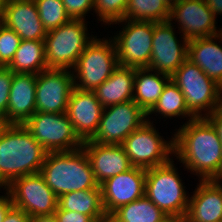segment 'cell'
<instances>
[{
	"label": "cell",
	"instance_id": "obj_15",
	"mask_svg": "<svg viewBox=\"0 0 222 222\" xmlns=\"http://www.w3.org/2000/svg\"><path fill=\"white\" fill-rule=\"evenodd\" d=\"M178 24L179 35L188 40L217 35V18L204 0H178L170 9L169 21Z\"/></svg>",
	"mask_w": 222,
	"mask_h": 222
},
{
	"label": "cell",
	"instance_id": "obj_37",
	"mask_svg": "<svg viewBox=\"0 0 222 222\" xmlns=\"http://www.w3.org/2000/svg\"><path fill=\"white\" fill-rule=\"evenodd\" d=\"M30 216L23 210L12 207L6 214L3 222H29Z\"/></svg>",
	"mask_w": 222,
	"mask_h": 222
},
{
	"label": "cell",
	"instance_id": "obj_5",
	"mask_svg": "<svg viewBox=\"0 0 222 222\" xmlns=\"http://www.w3.org/2000/svg\"><path fill=\"white\" fill-rule=\"evenodd\" d=\"M171 80L181 90L188 110L196 118L212 114L222 101V87L189 59L171 75Z\"/></svg>",
	"mask_w": 222,
	"mask_h": 222
},
{
	"label": "cell",
	"instance_id": "obj_13",
	"mask_svg": "<svg viewBox=\"0 0 222 222\" xmlns=\"http://www.w3.org/2000/svg\"><path fill=\"white\" fill-rule=\"evenodd\" d=\"M170 21L154 22L152 51L148 69L171 76L187 59L188 39L177 38ZM183 39V40H182ZM180 40V41H179Z\"/></svg>",
	"mask_w": 222,
	"mask_h": 222
},
{
	"label": "cell",
	"instance_id": "obj_22",
	"mask_svg": "<svg viewBox=\"0 0 222 222\" xmlns=\"http://www.w3.org/2000/svg\"><path fill=\"white\" fill-rule=\"evenodd\" d=\"M222 32L188 41V56L204 73L222 87Z\"/></svg>",
	"mask_w": 222,
	"mask_h": 222
},
{
	"label": "cell",
	"instance_id": "obj_1",
	"mask_svg": "<svg viewBox=\"0 0 222 222\" xmlns=\"http://www.w3.org/2000/svg\"><path fill=\"white\" fill-rule=\"evenodd\" d=\"M173 156L198 180L222 177V143L205 117L185 121L175 129Z\"/></svg>",
	"mask_w": 222,
	"mask_h": 222
},
{
	"label": "cell",
	"instance_id": "obj_38",
	"mask_svg": "<svg viewBox=\"0 0 222 222\" xmlns=\"http://www.w3.org/2000/svg\"><path fill=\"white\" fill-rule=\"evenodd\" d=\"M6 194H0V222L4 221V218L8 211L14 206L10 194L5 190Z\"/></svg>",
	"mask_w": 222,
	"mask_h": 222
},
{
	"label": "cell",
	"instance_id": "obj_40",
	"mask_svg": "<svg viewBox=\"0 0 222 222\" xmlns=\"http://www.w3.org/2000/svg\"><path fill=\"white\" fill-rule=\"evenodd\" d=\"M29 222H57L54 215L51 216H32Z\"/></svg>",
	"mask_w": 222,
	"mask_h": 222
},
{
	"label": "cell",
	"instance_id": "obj_27",
	"mask_svg": "<svg viewBox=\"0 0 222 222\" xmlns=\"http://www.w3.org/2000/svg\"><path fill=\"white\" fill-rule=\"evenodd\" d=\"M160 114L162 118H187L188 121L195 119L196 117L188 110L184 95L178 86L170 80L157 102L147 112V121L151 122L150 116L152 114ZM150 115V116H149Z\"/></svg>",
	"mask_w": 222,
	"mask_h": 222
},
{
	"label": "cell",
	"instance_id": "obj_36",
	"mask_svg": "<svg viewBox=\"0 0 222 222\" xmlns=\"http://www.w3.org/2000/svg\"><path fill=\"white\" fill-rule=\"evenodd\" d=\"M205 118L212 124L222 143V101L215 108L212 114L207 115Z\"/></svg>",
	"mask_w": 222,
	"mask_h": 222
},
{
	"label": "cell",
	"instance_id": "obj_12",
	"mask_svg": "<svg viewBox=\"0 0 222 222\" xmlns=\"http://www.w3.org/2000/svg\"><path fill=\"white\" fill-rule=\"evenodd\" d=\"M17 207L32 216L54 215L58 207V197L46 184L40 173L14 179L6 188Z\"/></svg>",
	"mask_w": 222,
	"mask_h": 222
},
{
	"label": "cell",
	"instance_id": "obj_23",
	"mask_svg": "<svg viewBox=\"0 0 222 222\" xmlns=\"http://www.w3.org/2000/svg\"><path fill=\"white\" fill-rule=\"evenodd\" d=\"M134 79L135 68L119 65L94 92L104 108L125 103L133 100Z\"/></svg>",
	"mask_w": 222,
	"mask_h": 222
},
{
	"label": "cell",
	"instance_id": "obj_21",
	"mask_svg": "<svg viewBox=\"0 0 222 222\" xmlns=\"http://www.w3.org/2000/svg\"><path fill=\"white\" fill-rule=\"evenodd\" d=\"M190 196L186 222L222 221V191L212 180H199Z\"/></svg>",
	"mask_w": 222,
	"mask_h": 222
},
{
	"label": "cell",
	"instance_id": "obj_2",
	"mask_svg": "<svg viewBox=\"0 0 222 222\" xmlns=\"http://www.w3.org/2000/svg\"><path fill=\"white\" fill-rule=\"evenodd\" d=\"M46 154L23 124L0 123V189L16 178L40 173Z\"/></svg>",
	"mask_w": 222,
	"mask_h": 222
},
{
	"label": "cell",
	"instance_id": "obj_28",
	"mask_svg": "<svg viewBox=\"0 0 222 222\" xmlns=\"http://www.w3.org/2000/svg\"><path fill=\"white\" fill-rule=\"evenodd\" d=\"M167 216L146 196L117 209L108 222H162Z\"/></svg>",
	"mask_w": 222,
	"mask_h": 222
},
{
	"label": "cell",
	"instance_id": "obj_11",
	"mask_svg": "<svg viewBox=\"0 0 222 222\" xmlns=\"http://www.w3.org/2000/svg\"><path fill=\"white\" fill-rule=\"evenodd\" d=\"M147 121V113L134 101L119 103L103 109L98 129L90 141L121 145Z\"/></svg>",
	"mask_w": 222,
	"mask_h": 222
},
{
	"label": "cell",
	"instance_id": "obj_20",
	"mask_svg": "<svg viewBox=\"0 0 222 222\" xmlns=\"http://www.w3.org/2000/svg\"><path fill=\"white\" fill-rule=\"evenodd\" d=\"M82 148L90 160L99 185L133 167L121 145L100 144L87 140L84 141Z\"/></svg>",
	"mask_w": 222,
	"mask_h": 222
},
{
	"label": "cell",
	"instance_id": "obj_6",
	"mask_svg": "<svg viewBox=\"0 0 222 222\" xmlns=\"http://www.w3.org/2000/svg\"><path fill=\"white\" fill-rule=\"evenodd\" d=\"M119 66L114 40L95 38L86 46L72 69L74 87L94 91Z\"/></svg>",
	"mask_w": 222,
	"mask_h": 222
},
{
	"label": "cell",
	"instance_id": "obj_10",
	"mask_svg": "<svg viewBox=\"0 0 222 222\" xmlns=\"http://www.w3.org/2000/svg\"><path fill=\"white\" fill-rule=\"evenodd\" d=\"M121 24L123 28L114 33L118 64L125 67L148 68L152 51L154 22L120 20L112 25Z\"/></svg>",
	"mask_w": 222,
	"mask_h": 222
},
{
	"label": "cell",
	"instance_id": "obj_24",
	"mask_svg": "<svg viewBox=\"0 0 222 222\" xmlns=\"http://www.w3.org/2000/svg\"><path fill=\"white\" fill-rule=\"evenodd\" d=\"M171 76L148 68H135L133 100L147 113L157 102Z\"/></svg>",
	"mask_w": 222,
	"mask_h": 222
},
{
	"label": "cell",
	"instance_id": "obj_18",
	"mask_svg": "<svg viewBox=\"0 0 222 222\" xmlns=\"http://www.w3.org/2000/svg\"><path fill=\"white\" fill-rule=\"evenodd\" d=\"M1 22L13 29L21 40L45 41L47 32L34 0H3Z\"/></svg>",
	"mask_w": 222,
	"mask_h": 222
},
{
	"label": "cell",
	"instance_id": "obj_44",
	"mask_svg": "<svg viewBox=\"0 0 222 222\" xmlns=\"http://www.w3.org/2000/svg\"><path fill=\"white\" fill-rule=\"evenodd\" d=\"M3 0H0V21L2 19Z\"/></svg>",
	"mask_w": 222,
	"mask_h": 222
},
{
	"label": "cell",
	"instance_id": "obj_25",
	"mask_svg": "<svg viewBox=\"0 0 222 222\" xmlns=\"http://www.w3.org/2000/svg\"><path fill=\"white\" fill-rule=\"evenodd\" d=\"M62 210L90 216L95 222H108L102 202L101 188L68 192L58 198Z\"/></svg>",
	"mask_w": 222,
	"mask_h": 222
},
{
	"label": "cell",
	"instance_id": "obj_19",
	"mask_svg": "<svg viewBox=\"0 0 222 222\" xmlns=\"http://www.w3.org/2000/svg\"><path fill=\"white\" fill-rule=\"evenodd\" d=\"M37 74L14 73L2 124H24L36 112Z\"/></svg>",
	"mask_w": 222,
	"mask_h": 222
},
{
	"label": "cell",
	"instance_id": "obj_8",
	"mask_svg": "<svg viewBox=\"0 0 222 222\" xmlns=\"http://www.w3.org/2000/svg\"><path fill=\"white\" fill-rule=\"evenodd\" d=\"M153 122L146 121L121 143L133 167H157L167 164L173 158L174 134L169 138L170 141H166Z\"/></svg>",
	"mask_w": 222,
	"mask_h": 222
},
{
	"label": "cell",
	"instance_id": "obj_14",
	"mask_svg": "<svg viewBox=\"0 0 222 222\" xmlns=\"http://www.w3.org/2000/svg\"><path fill=\"white\" fill-rule=\"evenodd\" d=\"M74 88L72 70L47 69L37 74L36 112L64 113Z\"/></svg>",
	"mask_w": 222,
	"mask_h": 222
},
{
	"label": "cell",
	"instance_id": "obj_33",
	"mask_svg": "<svg viewBox=\"0 0 222 222\" xmlns=\"http://www.w3.org/2000/svg\"><path fill=\"white\" fill-rule=\"evenodd\" d=\"M66 13L73 20H86V14L94 11V0H62ZM91 10V11H90Z\"/></svg>",
	"mask_w": 222,
	"mask_h": 222
},
{
	"label": "cell",
	"instance_id": "obj_35",
	"mask_svg": "<svg viewBox=\"0 0 222 222\" xmlns=\"http://www.w3.org/2000/svg\"><path fill=\"white\" fill-rule=\"evenodd\" d=\"M57 222H95L90 216L75 211L62 210L59 206L54 213Z\"/></svg>",
	"mask_w": 222,
	"mask_h": 222
},
{
	"label": "cell",
	"instance_id": "obj_41",
	"mask_svg": "<svg viewBox=\"0 0 222 222\" xmlns=\"http://www.w3.org/2000/svg\"><path fill=\"white\" fill-rule=\"evenodd\" d=\"M162 222H186L185 217H167Z\"/></svg>",
	"mask_w": 222,
	"mask_h": 222
},
{
	"label": "cell",
	"instance_id": "obj_42",
	"mask_svg": "<svg viewBox=\"0 0 222 222\" xmlns=\"http://www.w3.org/2000/svg\"><path fill=\"white\" fill-rule=\"evenodd\" d=\"M222 191V177L212 180Z\"/></svg>",
	"mask_w": 222,
	"mask_h": 222
},
{
	"label": "cell",
	"instance_id": "obj_43",
	"mask_svg": "<svg viewBox=\"0 0 222 222\" xmlns=\"http://www.w3.org/2000/svg\"><path fill=\"white\" fill-rule=\"evenodd\" d=\"M167 4L170 8L178 1V0H162Z\"/></svg>",
	"mask_w": 222,
	"mask_h": 222
},
{
	"label": "cell",
	"instance_id": "obj_9",
	"mask_svg": "<svg viewBox=\"0 0 222 222\" xmlns=\"http://www.w3.org/2000/svg\"><path fill=\"white\" fill-rule=\"evenodd\" d=\"M23 125L47 152L73 151L84 143L66 112H35Z\"/></svg>",
	"mask_w": 222,
	"mask_h": 222
},
{
	"label": "cell",
	"instance_id": "obj_34",
	"mask_svg": "<svg viewBox=\"0 0 222 222\" xmlns=\"http://www.w3.org/2000/svg\"><path fill=\"white\" fill-rule=\"evenodd\" d=\"M14 72L8 67H0V122L7 114L11 82Z\"/></svg>",
	"mask_w": 222,
	"mask_h": 222
},
{
	"label": "cell",
	"instance_id": "obj_30",
	"mask_svg": "<svg viewBox=\"0 0 222 222\" xmlns=\"http://www.w3.org/2000/svg\"><path fill=\"white\" fill-rule=\"evenodd\" d=\"M46 32L69 22L62 0H34Z\"/></svg>",
	"mask_w": 222,
	"mask_h": 222
},
{
	"label": "cell",
	"instance_id": "obj_31",
	"mask_svg": "<svg viewBox=\"0 0 222 222\" xmlns=\"http://www.w3.org/2000/svg\"><path fill=\"white\" fill-rule=\"evenodd\" d=\"M128 0H94V12L98 21L111 25L123 20Z\"/></svg>",
	"mask_w": 222,
	"mask_h": 222
},
{
	"label": "cell",
	"instance_id": "obj_29",
	"mask_svg": "<svg viewBox=\"0 0 222 222\" xmlns=\"http://www.w3.org/2000/svg\"><path fill=\"white\" fill-rule=\"evenodd\" d=\"M170 9L162 0H128L124 20L165 22Z\"/></svg>",
	"mask_w": 222,
	"mask_h": 222
},
{
	"label": "cell",
	"instance_id": "obj_4",
	"mask_svg": "<svg viewBox=\"0 0 222 222\" xmlns=\"http://www.w3.org/2000/svg\"><path fill=\"white\" fill-rule=\"evenodd\" d=\"M173 159L167 164L146 169L145 196L167 217H185L190 195Z\"/></svg>",
	"mask_w": 222,
	"mask_h": 222
},
{
	"label": "cell",
	"instance_id": "obj_26",
	"mask_svg": "<svg viewBox=\"0 0 222 222\" xmlns=\"http://www.w3.org/2000/svg\"><path fill=\"white\" fill-rule=\"evenodd\" d=\"M8 68L14 73L33 74L47 70L45 41L21 40Z\"/></svg>",
	"mask_w": 222,
	"mask_h": 222
},
{
	"label": "cell",
	"instance_id": "obj_39",
	"mask_svg": "<svg viewBox=\"0 0 222 222\" xmlns=\"http://www.w3.org/2000/svg\"><path fill=\"white\" fill-rule=\"evenodd\" d=\"M205 4L213 12L215 17L222 16V0H204Z\"/></svg>",
	"mask_w": 222,
	"mask_h": 222
},
{
	"label": "cell",
	"instance_id": "obj_7",
	"mask_svg": "<svg viewBox=\"0 0 222 222\" xmlns=\"http://www.w3.org/2000/svg\"><path fill=\"white\" fill-rule=\"evenodd\" d=\"M86 20H73L47 32L45 37L48 69L71 70L86 46L95 38L88 33Z\"/></svg>",
	"mask_w": 222,
	"mask_h": 222
},
{
	"label": "cell",
	"instance_id": "obj_3",
	"mask_svg": "<svg viewBox=\"0 0 222 222\" xmlns=\"http://www.w3.org/2000/svg\"><path fill=\"white\" fill-rule=\"evenodd\" d=\"M40 174L58 198L68 192L100 187L83 148L47 152Z\"/></svg>",
	"mask_w": 222,
	"mask_h": 222
},
{
	"label": "cell",
	"instance_id": "obj_16",
	"mask_svg": "<svg viewBox=\"0 0 222 222\" xmlns=\"http://www.w3.org/2000/svg\"><path fill=\"white\" fill-rule=\"evenodd\" d=\"M146 169L132 167L115 175L99 186L108 218L120 207L145 196Z\"/></svg>",
	"mask_w": 222,
	"mask_h": 222
},
{
	"label": "cell",
	"instance_id": "obj_32",
	"mask_svg": "<svg viewBox=\"0 0 222 222\" xmlns=\"http://www.w3.org/2000/svg\"><path fill=\"white\" fill-rule=\"evenodd\" d=\"M20 42V36L0 21V67L9 66Z\"/></svg>",
	"mask_w": 222,
	"mask_h": 222
},
{
	"label": "cell",
	"instance_id": "obj_17",
	"mask_svg": "<svg viewBox=\"0 0 222 222\" xmlns=\"http://www.w3.org/2000/svg\"><path fill=\"white\" fill-rule=\"evenodd\" d=\"M103 109L104 107L94 91L73 88L66 114L76 134L83 142L90 140L95 135Z\"/></svg>",
	"mask_w": 222,
	"mask_h": 222
}]
</instances>
